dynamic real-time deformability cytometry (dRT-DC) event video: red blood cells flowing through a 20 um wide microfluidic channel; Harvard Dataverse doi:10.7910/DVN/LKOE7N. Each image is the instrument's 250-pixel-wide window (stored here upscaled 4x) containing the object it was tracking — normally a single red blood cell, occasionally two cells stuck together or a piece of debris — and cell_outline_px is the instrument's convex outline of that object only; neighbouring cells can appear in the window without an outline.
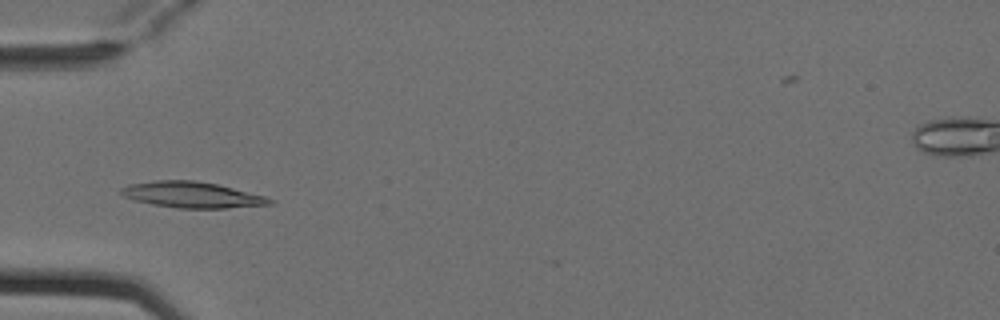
{"species": "Egyptian fruit bat (a non-hibernating species)", "species_latin": "Rousettus aegyptiacus", "temperature_condition": "cold", "stored_images_in_passage": 6, "camera_frame_rate_fps": 3000, "um_per_image_px": 0.085, "animal": {"sex": "female"}, "frame": {"image": 1, "passage_image": 4, "time_ms": 1.0, "image_size_px": [1000, 320], "cell_outline_px": [[272, 204], [228, 208], [176, 208], [152, 204], [136, 200], [124, 196], [120, 192], [120, 188], [128, 184], [156, 180], [196, 180], [216, 184], [264, 196], [272, 200]], "centroid_in_image_um": [16.27, 16.55], "position_along_channel_um": 68.7, "area_um2": 22.25}}
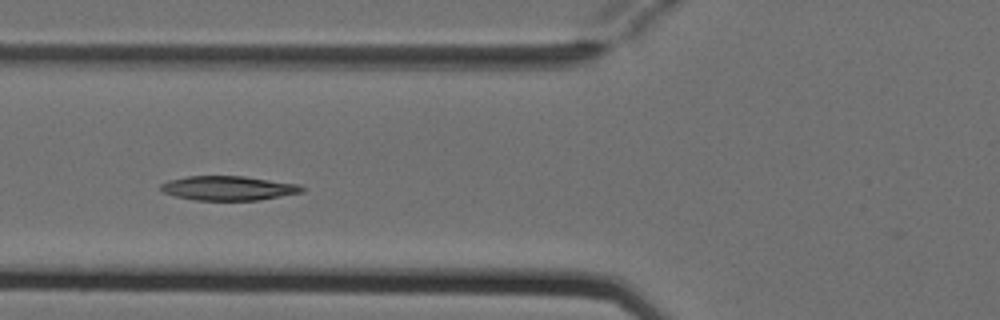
{"frame": {"image": 2, "passage_image": 5, "time_ms": 1.333, "image_size_px": [1000, 320], "cell_outline_px": [[304, 192], [260, 200], [196, 200], [176, 196], [164, 192], [160, 188], [160, 184], [168, 180], [188, 176], [244, 176], [300, 184], [304, 188]], "centroid_in_image_um": [19.44, 15.99], "position_along_channel_um": 106.4, "area_um2": 20.06}}
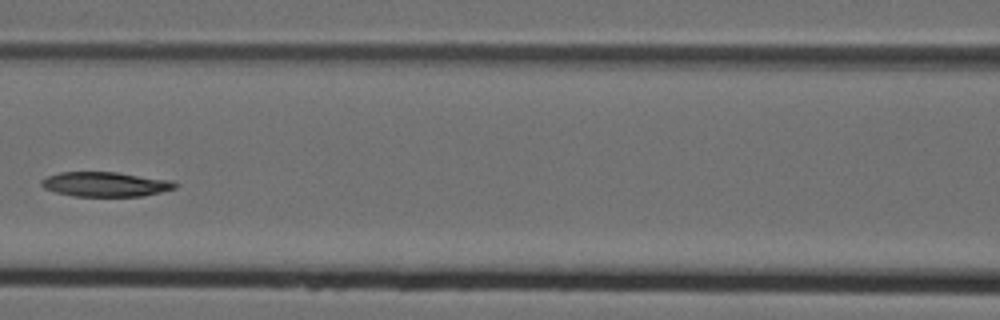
{"frame": {"image": 3, "passage_image": 6, "time_ms": 1.667, "image_size_px": [1000, 320], "cell_outline_px": [[176, 188], [144, 196], [72, 196], [56, 192], [44, 188], [40, 184], [40, 180], [48, 176], [60, 172], [116, 172], [168, 180], [176, 184]], "centroid_in_image_um": [8.9, 15.66], "position_along_channel_um": 157.7, "area_um2": 19.02}}